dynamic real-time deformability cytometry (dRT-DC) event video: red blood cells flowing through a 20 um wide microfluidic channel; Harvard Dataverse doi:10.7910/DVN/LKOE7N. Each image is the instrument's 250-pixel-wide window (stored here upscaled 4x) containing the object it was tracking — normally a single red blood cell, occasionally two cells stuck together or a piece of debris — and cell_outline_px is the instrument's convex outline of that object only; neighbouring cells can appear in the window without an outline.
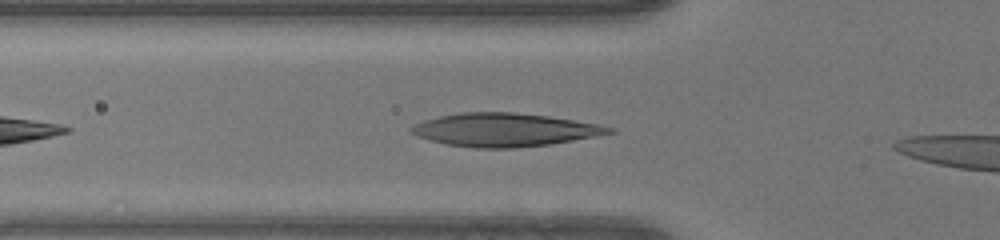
{"species": "human", "species_latin": "Homo sapiens", "temperature_condition": "warm", "stored_images_in_passage": 26, "camera_frame_rate_fps": 3000, "um_per_image_px": 0.085, "donor": {"sex": "female"}, "frame": {"image": 1, "passage_image": 3, "time_ms": 0.667, "image_size_px": [1000, 240], "cell_outline_px": [[616, 132], [596, 136], [552, 144], [512, 148], [476, 148], [448, 144], [416, 136], [408, 132], [408, 128], [424, 120], [440, 116], [460, 112], [512, 112], [548, 116], [600, 124], [616, 128]], "centroid_in_image_um": [42.91, 11.03], "position_along_channel_um": 82.9, "area_um2": 38.38}}
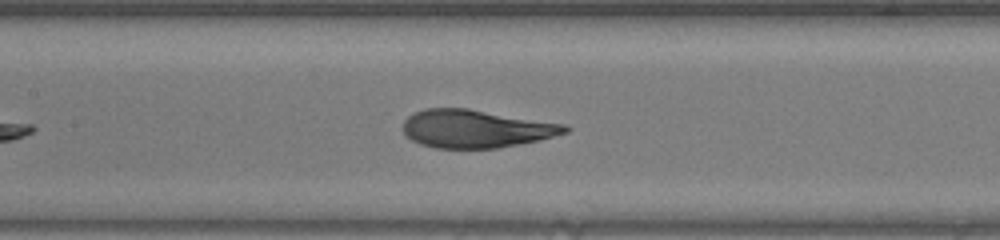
{"frame": {"image": 2, "passage_image": 9, "time_ms": 2.667, "image_size_px": [1000, 240], "cell_outline_px": [[568, 132], [540, 140], [496, 148], [436, 148], [420, 144], [412, 140], [404, 132], [404, 120], [408, 116], [424, 108], [468, 108], [564, 124], [568, 128]], "centroid_in_image_um": [40.44, 10.94], "position_along_channel_um": 167.0, "area_um2": 35.6}}
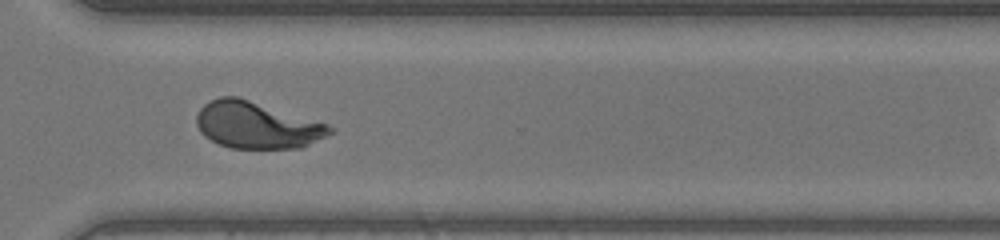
{"frame": {"image": 3, "passage_image": 22, "time_ms": 7.0, "image_size_px": [1000, 240], "cell_outline_px": [[336, 132], [304, 148], [232, 148], [220, 144], [204, 136], [200, 132], [196, 124], [196, 116], [200, 108], [204, 104], [220, 96], [236, 96], [328, 124], [336, 128]], "centroid_in_image_um": [21.87, 10.65], "position_along_channel_um": 348.7, "area_um2": 36.41}}